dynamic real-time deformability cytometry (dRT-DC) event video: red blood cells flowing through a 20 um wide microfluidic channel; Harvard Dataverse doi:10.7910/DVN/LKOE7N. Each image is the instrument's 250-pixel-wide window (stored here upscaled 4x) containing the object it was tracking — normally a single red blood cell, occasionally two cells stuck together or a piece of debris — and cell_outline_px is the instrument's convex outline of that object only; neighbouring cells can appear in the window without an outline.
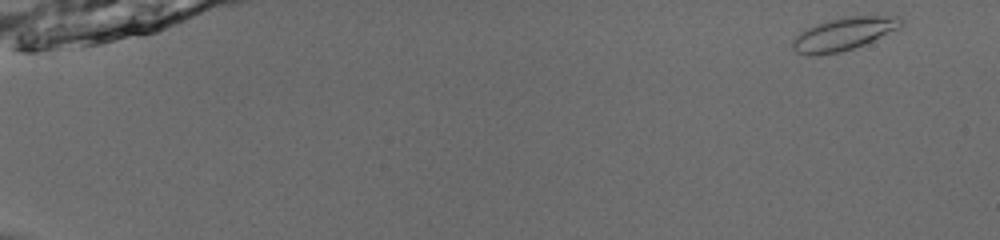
{"species": "common noctule bat (a hibernating species)", "species_latin": "Nyctalus noctula", "temperature_condition": "room temperature", "stored_images_in_passage": 51, "camera_frame_rate_fps": 3000, "um_per_image_px": 0.085, "animal": {"sex": "male", "body_mass_g": 13.0, "forearm_length_mm": 53.1}, "frame": {"image": 1, "passage_image": 1, "time_ms": 0.0, "image_size_px": [1000, 240], "cell_outline_px": [[904, 24], [900, 28], [864, 44], [840, 52], [820, 56], [808, 56], [796, 52], [792, 48], [792, 40], [800, 32], [816, 24], [844, 16], [900, 16], [904, 20]], "centroid_in_image_um": [71.71, 2.89], "position_along_channel_um": 13.3, "area_um2": 20.87}}
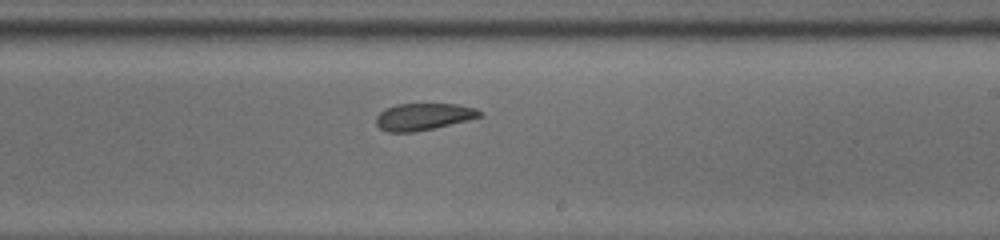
{"frame": {"image": 2, "passage_image": 32, "time_ms": 10.333, "image_size_px": [1000, 240], "cell_outline_px": [[484, 116], [468, 120], [432, 128], [412, 132], [388, 132], [380, 128], [376, 124], [376, 116], [380, 112], [396, 104], [456, 104], [476, 108], [484, 112]], "centroid_in_image_um": [36.02, 9.91], "position_along_channel_um": 253.0, "area_um2": 16.18}}
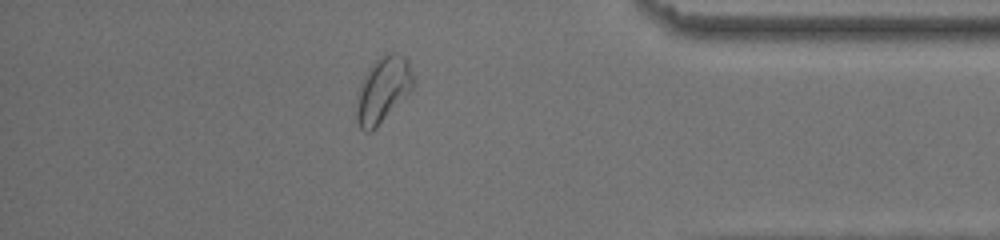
{"frame": {"image": 3, "passage_image": 45, "time_ms": 14.667, "image_size_px": [1000, 240], "cell_outline_px": [[416, 84], [376, 128], [372, 132], [364, 132], [360, 128], [356, 120], [356, 112], [360, 84], [364, 76], [372, 64], [384, 52], [400, 52], [408, 60], [416, 80]], "centroid_in_image_um": [32.58, 7.59], "position_along_channel_um": 402.6, "area_um2": 21.85}, "authors_computed_cell_mechanics": {"area_um2": 18.496, "velocity_mm_per_s": 3.9311, "shape_relaxation_time_tau1_ms": 8.7146, "shape_relaxation_time_tau2_ms": 2.5221, "deformation_change_tau1": 0.147, "deformation_change_tau2": 0.0906}}